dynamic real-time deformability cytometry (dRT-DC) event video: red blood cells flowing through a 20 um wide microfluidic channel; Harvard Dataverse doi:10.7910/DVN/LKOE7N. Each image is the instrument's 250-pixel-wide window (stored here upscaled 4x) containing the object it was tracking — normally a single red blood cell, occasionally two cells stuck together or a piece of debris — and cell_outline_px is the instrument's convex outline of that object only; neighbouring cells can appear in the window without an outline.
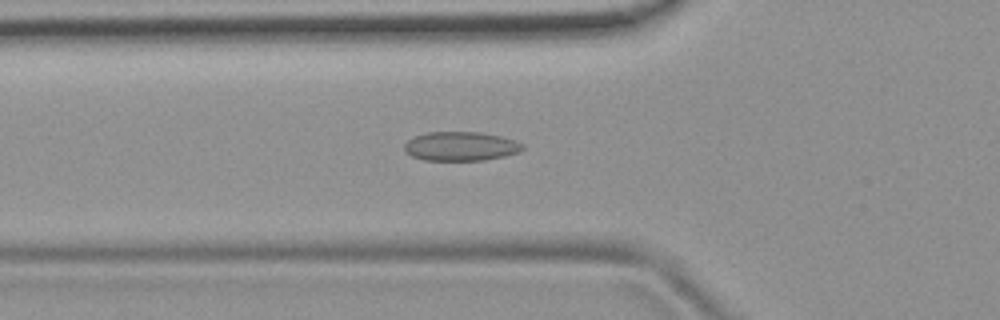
{"species": "common noctule bat (a hibernating species)", "species_latin": "Nyctalus noctula", "temperature_condition": "room temperature", "stored_images_in_passage": 54, "camera_frame_rate_fps": 3000, "um_per_image_px": 0.085, "animal": {"sex": "female", "body_mass_g": 19.9}, "frame": {"image": 1, "passage_image": 19, "time_ms": 6.0, "image_size_px": [1000, 320], "cell_outline_px": [[524, 148], [520, 152], [504, 156], [484, 160], [424, 160], [412, 156], [404, 152], [404, 144], [408, 140], [416, 136], [428, 132], [480, 132], [500, 136], [516, 140], [524, 144]], "centroid_in_image_um": [39.18, 12.43], "position_along_channel_um": 86.6, "area_um2": 20.11}}
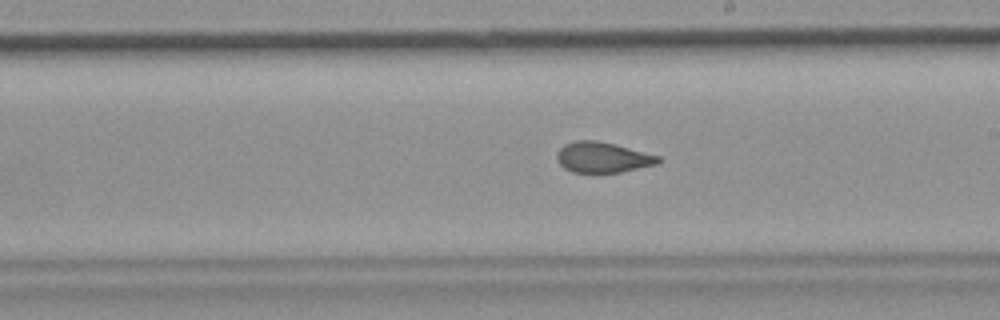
{"frame": {"image": 2, "passage_image": 31, "time_ms": 10.0, "image_size_px": [1000, 320], "cell_outline_px": [[664, 160], [660, 164], [620, 172], [572, 172], [564, 168], [556, 160], [556, 152], [564, 144], [576, 140], [596, 140], [616, 144], [660, 156]], "centroid_in_image_um": [51.26, 13.37], "position_along_channel_um": 237.7, "area_um2": 18.32}}
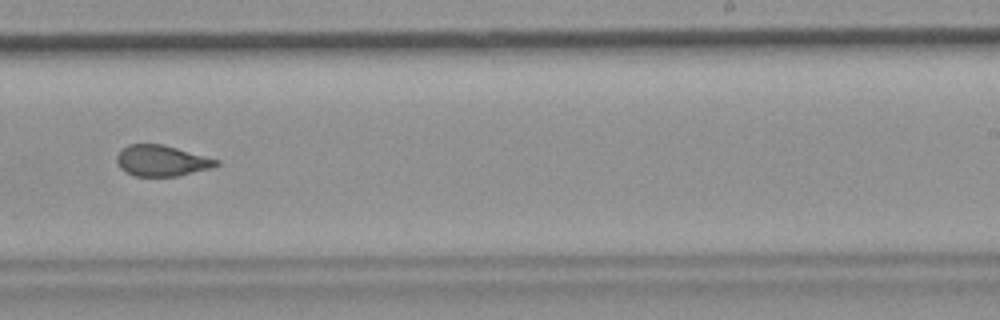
{"frame": {"image": 3, "passage_image": 34, "time_ms": 11.0, "image_size_px": [1000, 320], "cell_outline_px": [[220, 164], [208, 168], [180, 176], [132, 176], [124, 172], [120, 168], [116, 160], [116, 156], [128, 144], [160, 144], [176, 148], [220, 160]], "centroid_in_image_um": [13.71, 13.67], "position_along_channel_um": 275.3, "area_um2": 17.8}, "authors_computed_cell_mechanics": {"area_um2": 19.363, "velocity_mm_per_s": 3.7811, "shape_relaxation_time_tau1_ms": null, "shape_relaxation_time_tau2_ms": 1.1775, "deformation_change_tau1": null, "deformation_change_tau2": 0.0813}}